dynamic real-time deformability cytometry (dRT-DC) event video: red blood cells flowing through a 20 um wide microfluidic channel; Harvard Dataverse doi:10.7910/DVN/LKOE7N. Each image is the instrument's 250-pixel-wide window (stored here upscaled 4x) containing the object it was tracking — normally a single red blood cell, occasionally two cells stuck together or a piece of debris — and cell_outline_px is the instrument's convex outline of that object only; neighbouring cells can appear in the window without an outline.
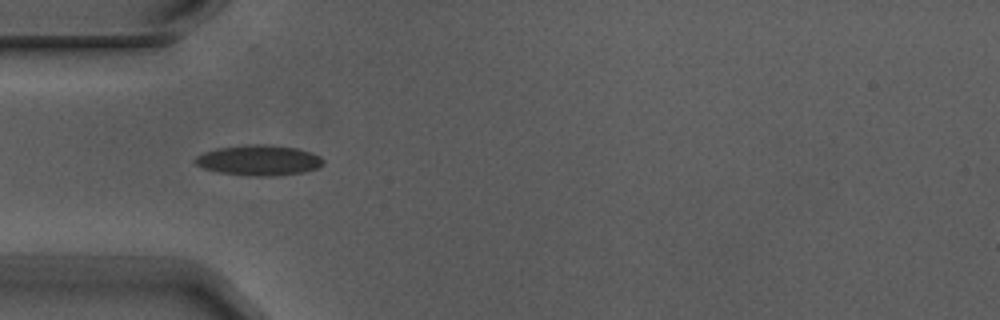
{"species": "Egyptian fruit bat (a non-hibernating species)", "species_latin": "Rousettus aegyptiacus", "temperature_condition": "warm", "stored_images_in_passage": 5, "camera_frame_rate_fps": 3000, "um_per_image_px": 0.085, "animal": {"sex": "male"}, "frame": {"image": 1, "passage_image": 4, "time_ms": 1.0, "image_size_px": [1000, 320], "cell_outline_px": [[324, 164], [320, 168], [304, 172], [272, 176], [244, 176], [220, 172], [204, 168], [196, 164], [192, 160], [196, 156], [204, 152], [216, 148], [248, 144], [268, 144], [296, 148], [312, 152], [320, 156], [324, 160]], "centroid_in_image_um": [22.02, 13.62], "position_along_channel_um": 63.0, "area_um2": 23.0}}